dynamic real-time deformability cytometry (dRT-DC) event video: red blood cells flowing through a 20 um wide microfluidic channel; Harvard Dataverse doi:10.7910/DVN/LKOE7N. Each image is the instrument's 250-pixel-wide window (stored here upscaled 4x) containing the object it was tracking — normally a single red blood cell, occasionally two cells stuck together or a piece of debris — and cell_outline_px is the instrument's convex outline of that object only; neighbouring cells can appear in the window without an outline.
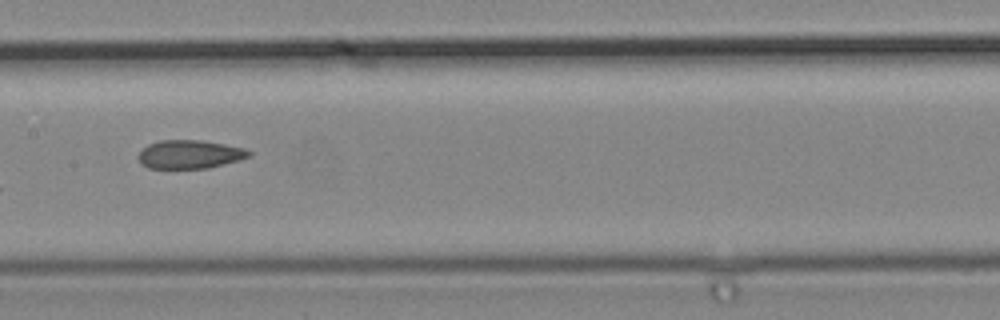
{"species": "common noctule bat (a hibernating species)", "species_latin": "Nyctalus noctula", "temperature_condition": "cold", "stored_images_in_passage": 7, "camera_frame_rate_fps": 3000, "um_per_image_px": 0.085, "animal": {"sex": "male", "body_mass_g": 19.2, "forearm_length_mm": 51.8}, "frame": {"image": 1, "passage_image": 7, "time_ms": 2.0, "image_size_px": [1000, 320], "cell_outline_px": [[252, 156], [208, 168], [148, 168], [136, 156], [148, 144], [160, 140], [200, 140], [224, 144], [244, 148], [252, 152]], "centroid_in_image_um": [16.14, 13.11], "position_along_channel_um": 191.3, "area_um2": 18.21}}